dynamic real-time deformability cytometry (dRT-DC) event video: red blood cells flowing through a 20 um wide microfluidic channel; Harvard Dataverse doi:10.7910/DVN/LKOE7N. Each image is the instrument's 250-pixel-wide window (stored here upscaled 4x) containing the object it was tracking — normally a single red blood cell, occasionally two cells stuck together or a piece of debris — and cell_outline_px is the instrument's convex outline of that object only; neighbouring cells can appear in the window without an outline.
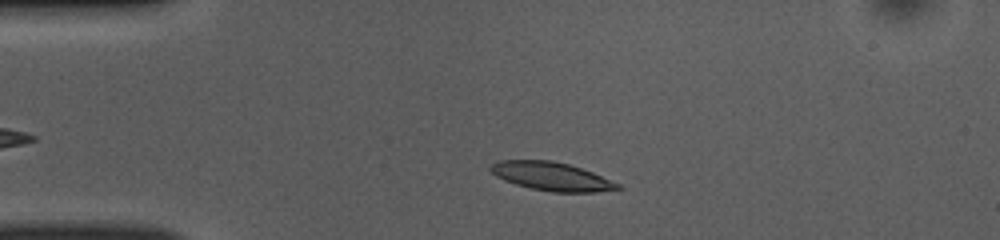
{"species": "common noctule bat (a hibernating species)", "species_latin": "Nyctalus noctula", "temperature_condition": "room temperature", "stored_images_in_passage": 33, "camera_frame_rate_fps": 3000, "um_per_image_px": 0.085, "animal": {"sex": "female", "body_mass_g": 10.0, "forearm_length_mm": 53.1}, "frame": {"image": 1, "passage_image": 5, "time_ms": 1.333, "image_size_px": [1000, 240], "cell_outline_px": [[624, 188], [596, 192], [552, 192], [532, 188], [516, 184], [504, 180], [496, 176], [488, 168], [492, 164], [500, 160], [552, 160], [568, 164], [592, 172], [620, 184]], "centroid_in_image_um": [46.88, 14.99], "position_along_channel_um": 38.1, "area_um2": 20.92}}
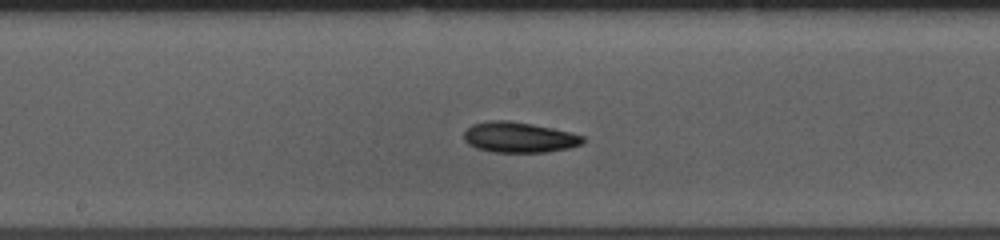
{"frame": {"image": 2, "passage_image": 20, "time_ms": 6.333, "image_size_px": [1000, 240], "cell_outline_px": [[584, 140], [580, 144], [568, 148], [548, 152], [492, 152], [476, 148], [468, 144], [464, 140], [464, 132], [472, 124], [492, 120], [508, 120], [532, 124], [552, 128], [584, 136]], "centroid_in_image_um": [44.08, 11.67], "position_along_channel_um": 204.1, "area_um2": 21.04}}
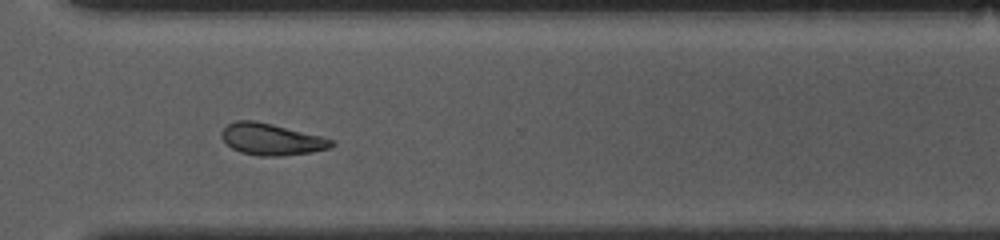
{"frame": {"image": 3, "passage_image": 31, "time_ms": 10.0, "image_size_px": [1000, 240], "cell_outline_px": [[336, 144], [328, 148], [312, 152], [280, 156], [260, 156], [240, 152], [232, 148], [220, 136], [220, 132], [228, 124], [236, 120], [252, 120], [272, 124], [320, 136], [332, 140]], "centroid_in_image_um": [23.04, 11.84], "position_along_channel_um": 347.6, "area_um2": 20.06}, "authors_computed_cell_mechanics": {"area_um2": 20.3456, "velocity_mm_per_s": 3.9215, "shape_relaxation_time_tau1_ms": 3.5322, "shape_relaxation_time_tau2_ms": 6.7764, "deformation_change_tau1": 0.1397, "deformation_change_tau2": 0.1517}}